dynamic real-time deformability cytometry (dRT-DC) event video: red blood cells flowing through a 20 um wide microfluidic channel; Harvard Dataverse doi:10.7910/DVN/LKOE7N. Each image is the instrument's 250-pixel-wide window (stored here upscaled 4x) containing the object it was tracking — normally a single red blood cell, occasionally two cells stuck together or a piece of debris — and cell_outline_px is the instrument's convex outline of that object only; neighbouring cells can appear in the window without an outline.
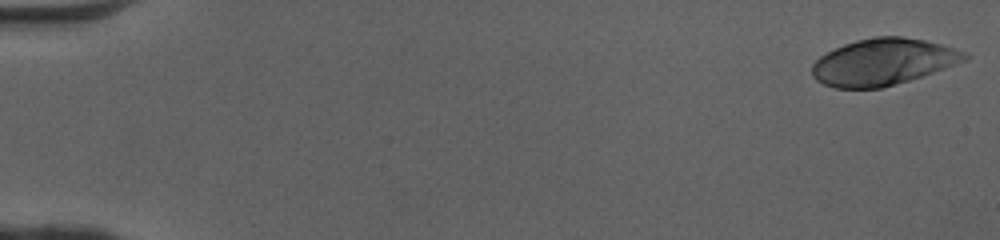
{"species": "human", "species_latin": "Homo sapiens", "temperature_condition": "cold", "stored_images_in_passage": 50, "camera_frame_rate_fps": 3000, "um_per_image_px": 0.085, "donor": {"sex": "female"}, "frame": {"image": 1, "passage_image": 1, "time_ms": 0.0, "image_size_px": [1000, 240], "cell_outline_px": [[972, 56], [968, 60], [908, 80], [880, 88], [836, 88], [824, 84], [816, 80], [812, 76], [812, 64], [820, 56], [844, 44], [856, 40], [876, 36], [900, 36], [924, 40], [940, 44], [968, 52]], "centroid_in_image_um": [75.07, 5.25], "position_along_channel_um": 9.9, "area_um2": 41.21}}
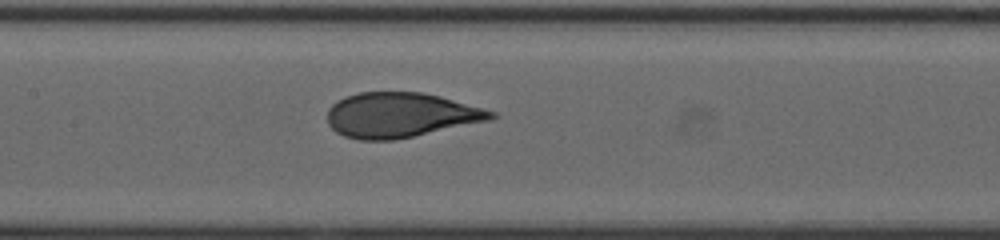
{"frame": {"image": 2, "passage_image": 25, "time_ms": 8.0, "image_size_px": [1000, 240], "cell_outline_px": [[500, 116], [492, 120], [392, 140], [360, 140], [344, 136], [336, 132], [328, 124], [328, 108], [332, 104], [344, 96], [360, 92], [420, 92], [440, 96], [484, 108], [496, 112]], "centroid_in_image_um": [34.06, 9.77], "position_along_channel_um": 173.3, "area_um2": 42.89}}
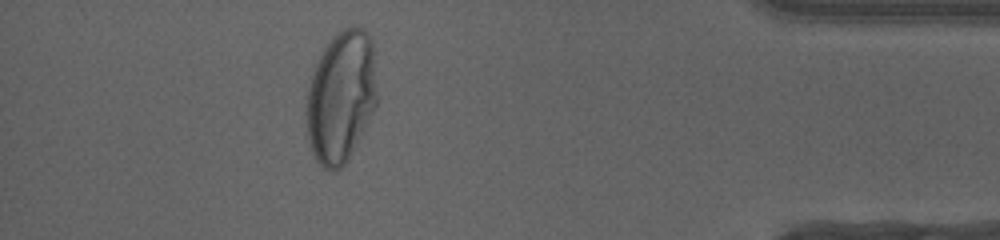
{"frame": {"image": 3, "passage_image": 45, "time_ms": 14.667, "image_size_px": [1000, 240], "cell_outline_px": [[376, 108], [348, 160], [336, 172], [332, 172], [324, 168], [316, 160], [312, 152], [304, 132], [304, 112], [308, 88], [312, 72], [320, 52], [332, 36], [344, 28], [364, 28], [372, 36], [376, 92]], "centroid_in_image_um": [28.94, 8.26], "position_along_channel_um": 406.3, "area_um2": 55.37}, "authors_computed_cell_mechanics": {"area_um2": 42.8587, "velocity_mm_per_s": 4.0971, "shape_relaxation_time_tau1_ms": 6.1762, "shape_relaxation_time_tau2_ms": null, "deformation_change_tau1": 0.2693, "deformation_change_tau2": null}}